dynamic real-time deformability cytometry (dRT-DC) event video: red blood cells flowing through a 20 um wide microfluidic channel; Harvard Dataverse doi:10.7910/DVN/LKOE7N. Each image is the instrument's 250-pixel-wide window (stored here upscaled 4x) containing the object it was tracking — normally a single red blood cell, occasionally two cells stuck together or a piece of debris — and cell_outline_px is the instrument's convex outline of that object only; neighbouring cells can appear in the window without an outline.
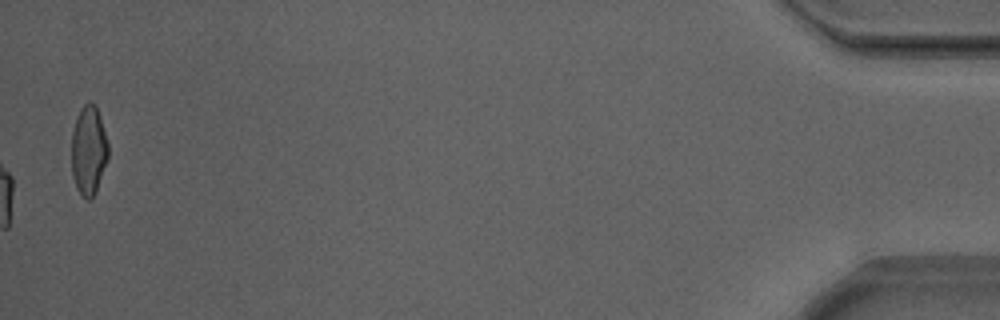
{"species": "Egyptian fruit bat (a non-hibernating species)", "species_latin": "Rousettus aegyptiacus", "temperature_condition": "warm", "stored_images_in_passage": 54, "camera_frame_rate_fps": 3000, "um_per_image_px": 0.085, "animal": {"sex": "male"}, "frame": {"image": 1, "passage_image": 54, "time_ms": 17.667, "image_size_px": [1000, 320], "cell_outline_px": [[108, 156], [96, 192], [88, 200], [80, 196], [76, 188], [72, 176], [72, 132], [76, 116], [80, 108], [88, 100], [92, 100], [96, 104], [108, 144]], "centroid_in_image_um": [7.52, 12.76], "position_along_channel_um": 427.7, "area_um2": 19.25}, "authors_computed_cell_mechanics": {"area_um2": 19.8254, "velocity_mm_per_s": 3.8779, "shape_relaxation_time_tau1_ms": 3.4817, "shape_relaxation_time_tau2_ms": 1.2006, "deformation_change_tau1": 0.1747, "deformation_change_tau2": 0.0838}}